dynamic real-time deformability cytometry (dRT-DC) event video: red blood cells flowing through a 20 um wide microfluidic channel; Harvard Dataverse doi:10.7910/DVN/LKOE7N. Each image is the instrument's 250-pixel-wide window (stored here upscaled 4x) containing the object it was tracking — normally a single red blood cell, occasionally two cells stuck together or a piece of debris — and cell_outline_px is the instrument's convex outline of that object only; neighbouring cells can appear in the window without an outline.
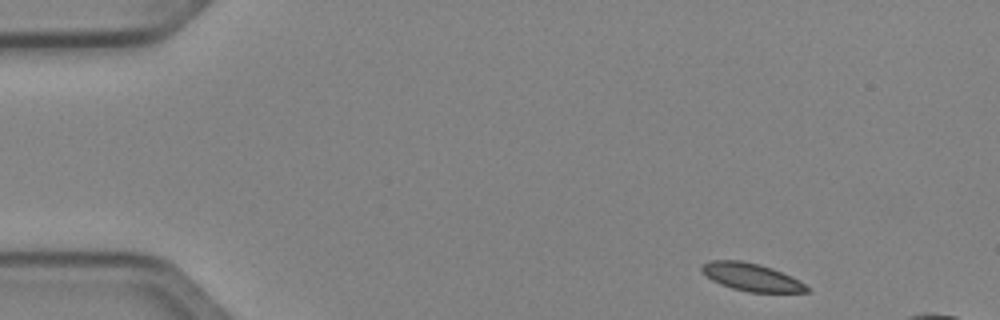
{"species": "Egyptian fruit bat (a non-hibernating species)", "species_latin": "Rousettus aegyptiacus", "temperature_condition": "cold", "stored_images_in_passage": 10, "camera_frame_rate_fps": 3000, "um_per_image_px": 0.085, "animal": {"sex": "female"}, "frame": {"image": 1, "passage_image": 1, "time_ms": 0.0, "image_size_px": [1000, 320], "cell_outline_px": [[812, 288], [808, 292], [748, 292], [732, 288], [720, 284], [712, 280], [700, 268], [708, 260], [740, 260], [760, 264], [772, 268]], "centroid_in_image_um": [63.86, 23.55], "position_along_channel_um": 21.1, "area_um2": 16.7}}